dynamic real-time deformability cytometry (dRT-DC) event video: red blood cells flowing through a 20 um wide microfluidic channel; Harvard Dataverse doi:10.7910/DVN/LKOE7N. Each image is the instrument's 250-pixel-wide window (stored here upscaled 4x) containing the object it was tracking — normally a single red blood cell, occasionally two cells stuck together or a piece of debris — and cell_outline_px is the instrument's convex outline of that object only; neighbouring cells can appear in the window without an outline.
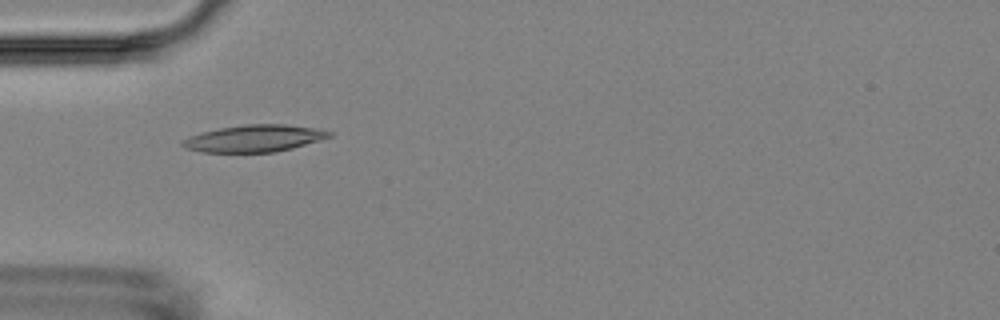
{"species": "Egyptian fruit bat (a non-hibernating species)", "species_latin": "Rousettus aegyptiacus", "temperature_condition": "room temperature", "stored_images_in_passage": 6, "camera_frame_rate_fps": 3000, "um_per_image_px": 0.085, "animal": {"sex": "female"}, "frame": {"image": 1, "passage_image": 5, "time_ms": 5.333, "image_size_px": [1000, 320], "cell_outline_px": [[332, 136], [320, 140], [292, 148], [276, 152], [204, 152], [184, 148], [180, 144], [180, 140], [188, 136], [200, 132], [220, 128], [244, 124], [284, 124], [312, 128], [332, 132]], "centroid_in_image_um": [21.54, 11.76], "position_along_channel_um": 63.5, "area_um2": 23.06}}